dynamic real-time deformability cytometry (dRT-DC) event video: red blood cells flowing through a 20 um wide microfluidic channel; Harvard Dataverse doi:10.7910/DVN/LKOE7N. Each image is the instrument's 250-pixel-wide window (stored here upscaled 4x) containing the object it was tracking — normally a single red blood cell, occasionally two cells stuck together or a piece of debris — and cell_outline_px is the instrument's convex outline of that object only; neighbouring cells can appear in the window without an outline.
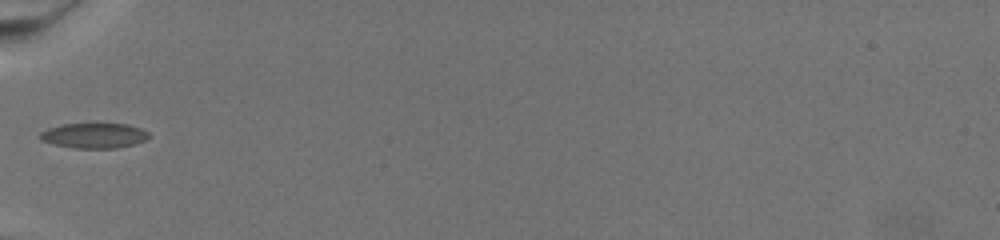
{"species": "common noctule bat (a hibernating species)", "species_latin": "Nyctalus noctula", "temperature_condition": "warm", "stored_images_in_passage": 44, "camera_frame_rate_fps": 3000, "um_per_image_px": 0.085, "animal": {"sex": "female", "body_mass_g": 19.5, "forearm_length_mm": 54.1}, "frame": {"image": 1, "passage_image": 1, "time_ms": 0.0, "image_size_px": [1000, 240], "cell_outline_px": [[152, 136], [148, 140], [136, 144], [116, 148], [76, 148], [52, 144], [40, 140], [36, 136], [40, 132], [48, 128], [64, 124], [92, 120], [128, 124], [140, 128], [148, 132]], "centroid_in_image_um": [8.01, 11.47], "position_along_channel_um": 77.0, "area_um2": 17.11}}
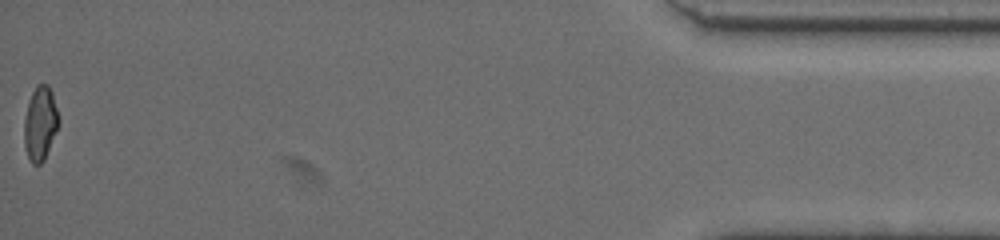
{"frame": {"image": 2, "passage_image": 44, "time_ms": 14.333, "image_size_px": [1000, 240], "cell_outline_px": [[60, 120], [44, 160], [40, 164], [32, 164], [28, 156], [24, 144], [24, 120], [28, 104], [32, 92], [36, 84], [48, 84], [52, 92]], "centroid_in_image_um": [3.42, 10.47], "position_along_channel_um": 431.8, "area_um2": 14.74}}